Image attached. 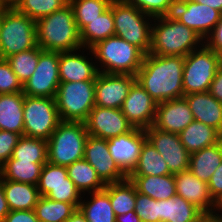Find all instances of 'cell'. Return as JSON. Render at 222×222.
<instances>
[{
  "instance_id": "cb8c5ba5",
  "label": "cell",
  "mask_w": 222,
  "mask_h": 222,
  "mask_svg": "<svg viewBox=\"0 0 222 222\" xmlns=\"http://www.w3.org/2000/svg\"><path fill=\"white\" fill-rule=\"evenodd\" d=\"M23 92L0 94V130L24 135Z\"/></svg>"
},
{
  "instance_id": "d6986e66",
  "label": "cell",
  "mask_w": 222,
  "mask_h": 222,
  "mask_svg": "<svg viewBox=\"0 0 222 222\" xmlns=\"http://www.w3.org/2000/svg\"><path fill=\"white\" fill-rule=\"evenodd\" d=\"M157 103L136 80L121 107L128 122L139 129L151 127L155 121Z\"/></svg>"
},
{
  "instance_id": "6da1fadb",
  "label": "cell",
  "mask_w": 222,
  "mask_h": 222,
  "mask_svg": "<svg viewBox=\"0 0 222 222\" xmlns=\"http://www.w3.org/2000/svg\"><path fill=\"white\" fill-rule=\"evenodd\" d=\"M184 57L145 54L136 80L158 104L184 97Z\"/></svg>"
},
{
  "instance_id": "4316f807",
  "label": "cell",
  "mask_w": 222,
  "mask_h": 222,
  "mask_svg": "<svg viewBox=\"0 0 222 222\" xmlns=\"http://www.w3.org/2000/svg\"><path fill=\"white\" fill-rule=\"evenodd\" d=\"M2 185L10 211L34 210L41 197L33 184L2 180Z\"/></svg>"
},
{
  "instance_id": "7dc6e473",
  "label": "cell",
  "mask_w": 222,
  "mask_h": 222,
  "mask_svg": "<svg viewBox=\"0 0 222 222\" xmlns=\"http://www.w3.org/2000/svg\"><path fill=\"white\" fill-rule=\"evenodd\" d=\"M3 222H39L34 210L10 211Z\"/></svg>"
},
{
  "instance_id": "7a4b0ae2",
  "label": "cell",
  "mask_w": 222,
  "mask_h": 222,
  "mask_svg": "<svg viewBox=\"0 0 222 222\" xmlns=\"http://www.w3.org/2000/svg\"><path fill=\"white\" fill-rule=\"evenodd\" d=\"M37 45L45 51L68 52L82 48L80 31L68 3L36 21Z\"/></svg>"
},
{
  "instance_id": "816d5d0a",
  "label": "cell",
  "mask_w": 222,
  "mask_h": 222,
  "mask_svg": "<svg viewBox=\"0 0 222 222\" xmlns=\"http://www.w3.org/2000/svg\"><path fill=\"white\" fill-rule=\"evenodd\" d=\"M200 4H205L222 13V0H191Z\"/></svg>"
},
{
  "instance_id": "f907efd6",
  "label": "cell",
  "mask_w": 222,
  "mask_h": 222,
  "mask_svg": "<svg viewBox=\"0 0 222 222\" xmlns=\"http://www.w3.org/2000/svg\"><path fill=\"white\" fill-rule=\"evenodd\" d=\"M116 222H141V220L133 210L126 214L116 216Z\"/></svg>"
},
{
  "instance_id": "30bf717a",
  "label": "cell",
  "mask_w": 222,
  "mask_h": 222,
  "mask_svg": "<svg viewBox=\"0 0 222 222\" xmlns=\"http://www.w3.org/2000/svg\"><path fill=\"white\" fill-rule=\"evenodd\" d=\"M23 120L24 136L47 141L61 122L55 98L25 95Z\"/></svg>"
},
{
  "instance_id": "1f68e13d",
  "label": "cell",
  "mask_w": 222,
  "mask_h": 222,
  "mask_svg": "<svg viewBox=\"0 0 222 222\" xmlns=\"http://www.w3.org/2000/svg\"><path fill=\"white\" fill-rule=\"evenodd\" d=\"M171 174L162 155L146 139L142 145L138 163L129 175L161 176Z\"/></svg>"
},
{
  "instance_id": "7c38bea8",
  "label": "cell",
  "mask_w": 222,
  "mask_h": 222,
  "mask_svg": "<svg viewBox=\"0 0 222 222\" xmlns=\"http://www.w3.org/2000/svg\"><path fill=\"white\" fill-rule=\"evenodd\" d=\"M59 84V52L40 48L39 62L33 75L23 84V93L55 98Z\"/></svg>"
},
{
  "instance_id": "7bdbcfd3",
  "label": "cell",
  "mask_w": 222,
  "mask_h": 222,
  "mask_svg": "<svg viewBox=\"0 0 222 222\" xmlns=\"http://www.w3.org/2000/svg\"><path fill=\"white\" fill-rule=\"evenodd\" d=\"M23 92V85L6 59L0 58V94Z\"/></svg>"
},
{
  "instance_id": "5bb4252c",
  "label": "cell",
  "mask_w": 222,
  "mask_h": 222,
  "mask_svg": "<svg viewBox=\"0 0 222 222\" xmlns=\"http://www.w3.org/2000/svg\"><path fill=\"white\" fill-rule=\"evenodd\" d=\"M145 133L147 139L162 155L171 174L189 169L190 153L181 143L179 134L159 130L153 125L145 129Z\"/></svg>"
},
{
  "instance_id": "ba28073f",
  "label": "cell",
  "mask_w": 222,
  "mask_h": 222,
  "mask_svg": "<svg viewBox=\"0 0 222 222\" xmlns=\"http://www.w3.org/2000/svg\"><path fill=\"white\" fill-rule=\"evenodd\" d=\"M55 100L61 121L85 122L95 106V80L60 82Z\"/></svg>"
},
{
  "instance_id": "ac0fdd59",
  "label": "cell",
  "mask_w": 222,
  "mask_h": 222,
  "mask_svg": "<svg viewBox=\"0 0 222 222\" xmlns=\"http://www.w3.org/2000/svg\"><path fill=\"white\" fill-rule=\"evenodd\" d=\"M146 139L145 130L139 128H133L126 134L107 139L110 155L127 176L136 167Z\"/></svg>"
},
{
  "instance_id": "ee69618b",
  "label": "cell",
  "mask_w": 222,
  "mask_h": 222,
  "mask_svg": "<svg viewBox=\"0 0 222 222\" xmlns=\"http://www.w3.org/2000/svg\"><path fill=\"white\" fill-rule=\"evenodd\" d=\"M21 137L18 133L0 130V164L3 165L12 157L13 149Z\"/></svg>"
},
{
  "instance_id": "3957f363",
  "label": "cell",
  "mask_w": 222,
  "mask_h": 222,
  "mask_svg": "<svg viewBox=\"0 0 222 222\" xmlns=\"http://www.w3.org/2000/svg\"><path fill=\"white\" fill-rule=\"evenodd\" d=\"M159 23L152 27L149 53L159 56H187L197 49L203 38L193 29L175 19L171 14L154 17ZM202 40V41H201Z\"/></svg>"
},
{
  "instance_id": "5b68a950",
  "label": "cell",
  "mask_w": 222,
  "mask_h": 222,
  "mask_svg": "<svg viewBox=\"0 0 222 222\" xmlns=\"http://www.w3.org/2000/svg\"><path fill=\"white\" fill-rule=\"evenodd\" d=\"M88 135L84 122L61 121L47 140L48 162L67 167L82 160Z\"/></svg>"
},
{
  "instance_id": "e575fe53",
  "label": "cell",
  "mask_w": 222,
  "mask_h": 222,
  "mask_svg": "<svg viewBox=\"0 0 222 222\" xmlns=\"http://www.w3.org/2000/svg\"><path fill=\"white\" fill-rule=\"evenodd\" d=\"M93 198L87 202H80L79 209L88 222H116L110 196L104 191L90 193Z\"/></svg>"
},
{
  "instance_id": "9a60e30c",
  "label": "cell",
  "mask_w": 222,
  "mask_h": 222,
  "mask_svg": "<svg viewBox=\"0 0 222 222\" xmlns=\"http://www.w3.org/2000/svg\"><path fill=\"white\" fill-rule=\"evenodd\" d=\"M89 136L109 139L130 132L134 127L121 109L94 106L84 122Z\"/></svg>"
},
{
  "instance_id": "e0dca14e",
  "label": "cell",
  "mask_w": 222,
  "mask_h": 222,
  "mask_svg": "<svg viewBox=\"0 0 222 222\" xmlns=\"http://www.w3.org/2000/svg\"><path fill=\"white\" fill-rule=\"evenodd\" d=\"M136 76L99 72L95 80V105L121 109Z\"/></svg>"
},
{
  "instance_id": "bcb514c9",
  "label": "cell",
  "mask_w": 222,
  "mask_h": 222,
  "mask_svg": "<svg viewBox=\"0 0 222 222\" xmlns=\"http://www.w3.org/2000/svg\"><path fill=\"white\" fill-rule=\"evenodd\" d=\"M209 192L214 201L222 196V162L214 171L209 182L207 183Z\"/></svg>"
},
{
  "instance_id": "c3c4849f",
  "label": "cell",
  "mask_w": 222,
  "mask_h": 222,
  "mask_svg": "<svg viewBox=\"0 0 222 222\" xmlns=\"http://www.w3.org/2000/svg\"><path fill=\"white\" fill-rule=\"evenodd\" d=\"M208 92L222 103V66L216 72Z\"/></svg>"
},
{
  "instance_id": "db71d44e",
  "label": "cell",
  "mask_w": 222,
  "mask_h": 222,
  "mask_svg": "<svg viewBox=\"0 0 222 222\" xmlns=\"http://www.w3.org/2000/svg\"><path fill=\"white\" fill-rule=\"evenodd\" d=\"M65 222H88V221L86 220L85 215L78 208Z\"/></svg>"
},
{
  "instance_id": "836d02e7",
  "label": "cell",
  "mask_w": 222,
  "mask_h": 222,
  "mask_svg": "<svg viewBox=\"0 0 222 222\" xmlns=\"http://www.w3.org/2000/svg\"><path fill=\"white\" fill-rule=\"evenodd\" d=\"M44 164L10 158L2 165V180L29 183L37 186Z\"/></svg>"
},
{
  "instance_id": "f546056e",
  "label": "cell",
  "mask_w": 222,
  "mask_h": 222,
  "mask_svg": "<svg viewBox=\"0 0 222 222\" xmlns=\"http://www.w3.org/2000/svg\"><path fill=\"white\" fill-rule=\"evenodd\" d=\"M115 34L112 9L109 7L98 18L90 21L81 31L82 47L90 49L96 43ZM88 45V46H87Z\"/></svg>"
},
{
  "instance_id": "6f0895ef",
  "label": "cell",
  "mask_w": 222,
  "mask_h": 222,
  "mask_svg": "<svg viewBox=\"0 0 222 222\" xmlns=\"http://www.w3.org/2000/svg\"><path fill=\"white\" fill-rule=\"evenodd\" d=\"M7 7H8V6H5V5L0 4V26H1V23H2V18H3V16H4L5 9H6Z\"/></svg>"
},
{
  "instance_id": "f6af8a7d",
  "label": "cell",
  "mask_w": 222,
  "mask_h": 222,
  "mask_svg": "<svg viewBox=\"0 0 222 222\" xmlns=\"http://www.w3.org/2000/svg\"><path fill=\"white\" fill-rule=\"evenodd\" d=\"M205 39H207V42H204L205 45L216 51L222 57V16L215 28Z\"/></svg>"
},
{
  "instance_id": "74e56055",
  "label": "cell",
  "mask_w": 222,
  "mask_h": 222,
  "mask_svg": "<svg viewBox=\"0 0 222 222\" xmlns=\"http://www.w3.org/2000/svg\"><path fill=\"white\" fill-rule=\"evenodd\" d=\"M112 0H69L74 11L78 30L81 31L90 21L107 10Z\"/></svg>"
},
{
  "instance_id": "680465c9",
  "label": "cell",
  "mask_w": 222,
  "mask_h": 222,
  "mask_svg": "<svg viewBox=\"0 0 222 222\" xmlns=\"http://www.w3.org/2000/svg\"><path fill=\"white\" fill-rule=\"evenodd\" d=\"M2 178H3L2 165L0 164V182L2 181Z\"/></svg>"
},
{
  "instance_id": "7402d4cb",
  "label": "cell",
  "mask_w": 222,
  "mask_h": 222,
  "mask_svg": "<svg viewBox=\"0 0 222 222\" xmlns=\"http://www.w3.org/2000/svg\"><path fill=\"white\" fill-rule=\"evenodd\" d=\"M194 120L200 121L222 135V103L208 91L184 95Z\"/></svg>"
},
{
  "instance_id": "f35d334b",
  "label": "cell",
  "mask_w": 222,
  "mask_h": 222,
  "mask_svg": "<svg viewBox=\"0 0 222 222\" xmlns=\"http://www.w3.org/2000/svg\"><path fill=\"white\" fill-rule=\"evenodd\" d=\"M40 47L37 45L20 53L6 58L13 72L17 75L22 85L33 75L39 62Z\"/></svg>"
},
{
  "instance_id": "4fadbf2b",
  "label": "cell",
  "mask_w": 222,
  "mask_h": 222,
  "mask_svg": "<svg viewBox=\"0 0 222 222\" xmlns=\"http://www.w3.org/2000/svg\"><path fill=\"white\" fill-rule=\"evenodd\" d=\"M171 15L205 40L220 21L222 13L191 0H176Z\"/></svg>"
},
{
  "instance_id": "277c9868",
  "label": "cell",
  "mask_w": 222,
  "mask_h": 222,
  "mask_svg": "<svg viewBox=\"0 0 222 222\" xmlns=\"http://www.w3.org/2000/svg\"><path fill=\"white\" fill-rule=\"evenodd\" d=\"M90 52L103 63L100 72L107 74H130L136 76L142 66L145 53L137 46L113 35L92 46Z\"/></svg>"
},
{
  "instance_id": "2e32d148",
  "label": "cell",
  "mask_w": 222,
  "mask_h": 222,
  "mask_svg": "<svg viewBox=\"0 0 222 222\" xmlns=\"http://www.w3.org/2000/svg\"><path fill=\"white\" fill-rule=\"evenodd\" d=\"M83 159L96 170L106 185L126 180L128 176L119 168L109 153L107 139L89 136L86 139Z\"/></svg>"
},
{
  "instance_id": "4dcf8cb0",
  "label": "cell",
  "mask_w": 222,
  "mask_h": 222,
  "mask_svg": "<svg viewBox=\"0 0 222 222\" xmlns=\"http://www.w3.org/2000/svg\"><path fill=\"white\" fill-rule=\"evenodd\" d=\"M103 190L110 196L111 206L116 216L134 210L137 190L130 179L106 184Z\"/></svg>"
},
{
  "instance_id": "681fc988",
  "label": "cell",
  "mask_w": 222,
  "mask_h": 222,
  "mask_svg": "<svg viewBox=\"0 0 222 222\" xmlns=\"http://www.w3.org/2000/svg\"><path fill=\"white\" fill-rule=\"evenodd\" d=\"M10 212L8 203L5 197L2 181L0 182V222H3L6 215Z\"/></svg>"
},
{
  "instance_id": "f5cc1de1",
  "label": "cell",
  "mask_w": 222,
  "mask_h": 222,
  "mask_svg": "<svg viewBox=\"0 0 222 222\" xmlns=\"http://www.w3.org/2000/svg\"><path fill=\"white\" fill-rule=\"evenodd\" d=\"M213 213H204L197 222H222V218Z\"/></svg>"
},
{
  "instance_id": "83f0119b",
  "label": "cell",
  "mask_w": 222,
  "mask_h": 222,
  "mask_svg": "<svg viewBox=\"0 0 222 222\" xmlns=\"http://www.w3.org/2000/svg\"><path fill=\"white\" fill-rule=\"evenodd\" d=\"M179 136L190 154L216 144L222 139V135L216 129L197 120L191 122L179 133Z\"/></svg>"
},
{
  "instance_id": "d6a6232c",
  "label": "cell",
  "mask_w": 222,
  "mask_h": 222,
  "mask_svg": "<svg viewBox=\"0 0 222 222\" xmlns=\"http://www.w3.org/2000/svg\"><path fill=\"white\" fill-rule=\"evenodd\" d=\"M68 177L73 181L77 190L97 192L105 188V184L98 177L96 170L85 159L67 166Z\"/></svg>"
},
{
  "instance_id": "8992f818",
  "label": "cell",
  "mask_w": 222,
  "mask_h": 222,
  "mask_svg": "<svg viewBox=\"0 0 222 222\" xmlns=\"http://www.w3.org/2000/svg\"><path fill=\"white\" fill-rule=\"evenodd\" d=\"M109 7L113 12L114 35L137 46L145 54H148L152 36V24L148 20L154 17L143 13L140 9L126 3L124 0H112Z\"/></svg>"
},
{
  "instance_id": "9f6ffc18",
  "label": "cell",
  "mask_w": 222,
  "mask_h": 222,
  "mask_svg": "<svg viewBox=\"0 0 222 222\" xmlns=\"http://www.w3.org/2000/svg\"><path fill=\"white\" fill-rule=\"evenodd\" d=\"M215 207H216L217 210H221V211H222V196L219 197V198L215 201ZM215 214H216L217 216H219V217L222 218L221 215H219V214H217V213H215Z\"/></svg>"
},
{
  "instance_id": "52a82bcc",
  "label": "cell",
  "mask_w": 222,
  "mask_h": 222,
  "mask_svg": "<svg viewBox=\"0 0 222 222\" xmlns=\"http://www.w3.org/2000/svg\"><path fill=\"white\" fill-rule=\"evenodd\" d=\"M36 46V21L15 7H7L0 26V58L6 59Z\"/></svg>"
},
{
  "instance_id": "8d00e7d4",
  "label": "cell",
  "mask_w": 222,
  "mask_h": 222,
  "mask_svg": "<svg viewBox=\"0 0 222 222\" xmlns=\"http://www.w3.org/2000/svg\"><path fill=\"white\" fill-rule=\"evenodd\" d=\"M11 158L20 161H32L33 163H46L48 161L47 141L23 135L13 149Z\"/></svg>"
},
{
  "instance_id": "b9f144b4",
  "label": "cell",
  "mask_w": 222,
  "mask_h": 222,
  "mask_svg": "<svg viewBox=\"0 0 222 222\" xmlns=\"http://www.w3.org/2000/svg\"><path fill=\"white\" fill-rule=\"evenodd\" d=\"M152 17L172 14L176 0H124Z\"/></svg>"
},
{
  "instance_id": "11a10c76",
  "label": "cell",
  "mask_w": 222,
  "mask_h": 222,
  "mask_svg": "<svg viewBox=\"0 0 222 222\" xmlns=\"http://www.w3.org/2000/svg\"><path fill=\"white\" fill-rule=\"evenodd\" d=\"M18 1L19 0H0V4L8 7H14Z\"/></svg>"
},
{
  "instance_id": "f1b7e54d",
  "label": "cell",
  "mask_w": 222,
  "mask_h": 222,
  "mask_svg": "<svg viewBox=\"0 0 222 222\" xmlns=\"http://www.w3.org/2000/svg\"><path fill=\"white\" fill-rule=\"evenodd\" d=\"M160 221L197 222L204 214L199 208L183 197L174 196L159 200Z\"/></svg>"
},
{
  "instance_id": "ab89813d",
  "label": "cell",
  "mask_w": 222,
  "mask_h": 222,
  "mask_svg": "<svg viewBox=\"0 0 222 222\" xmlns=\"http://www.w3.org/2000/svg\"><path fill=\"white\" fill-rule=\"evenodd\" d=\"M69 0H19L14 6L30 19H38L62 9Z\"/></svg>"
},
{
  "instance_id": "9c48e42d",
  "label": "cell",
  "mask_w": 222,
  "mask_h": 222,
  "mask_svg": "<svg viewBox=\"0 0 222 222\" xmlns=\"http://www.w3.org/2000/svg\"><path fill=\"white\" fill-rule=\"evenodd\" d=\"M201 47L184 57V95L209 91L216 72L222 66V57L216 51L204 44Z\"/></svg>"
},
{
  "instance_id": "44dd1931",
  "label": "cell",
  "mask_w": 222,
  "mask_h": 222,
  "mask_svg": "<svg viewBox=\"0 0 222 222\" xmlns=\"http://www.w3.org/2000/svg\"><path fill=\"white\" fill-rule=\"evenodd\" d=\"M174 179L177 196L183 197L203 213L216 211L215 201L210 195L208 184L198 179L189 169L174 174Z\"/></svg>"
},
{
  "instance_id": "484cf974",
  "label": "cell",
  "mask_w": 222,
  "mask_h": 222,
  "mask_svg": "<svg viewBox=\"0 0 222 222\" xmlns=\"http://www.w3.org/2000/svg\"><path fill=\"white\" fill-rule=\"evenodd\" d=\"M222 162V139L211 146L190 154L189 170L201 181L208 183Z\"/></svg>"
},
{
  "instance_id": "d590c367",
  "label": "cell",
  "mask_w": 222,
  "mask_h": 222,
  "mask_svg": "<svg viewBox=\"0 0 222 222\" xmlns=\"http://www.w3.org/2000/svg\"><path fill=\"white\" fill-rule=\"evenodd\" d=\"M76 209L72 203L54 201L41 196L34 207V212L39 222H65Z\"/></svg>"
},
{
  "instance_id": "8fae6325",
  "label": "cell",
  "mask_w": 222,
  "mask_h": 222,
  "mask_svg": "<svg viewBox=\"0 0 222 222\" xmlns=\"http://www.w3.org/2000/svg\"><path fill=\"white\" fill-rule=\"evenodd\" d=\"M37 188L40 196H46L54 201L72 203L77 209L79 208L81 193L68 177L65 166L55 165L47 161L42 167Z\"/></svg>"
},
{
  "instance_id": "60d3db41",
  "label": "cell",
  "mask_w": 222,
  "mask_h": 222,
  "mask_svg": "<svg viewBox=\"0 0 222 222\" xmlns=\"http://www.w3.org/2000/svg\"><path fill=\"white\" fill-rule=\"evenodd\" d=\"M135 213L141 222H160L159 200L136 192Z\"/></svg>"
},
{
  "instance_id": "ffe728a7",
  "label": "cell",
  "mask_w": 222,
  "mask_h": 222,
  "mask_svg": "<svg viewBox=\"0 0 222 222\" xmlns=\"http://www.w3.org/2000/svg\"><path fill=\"white\" fill-rule=\"evenodd\" d=\"M194 121L187 100L172 99L157 104L153 126L159 130L179 134Z\"/></svg>"
},
{
  "instance_id": "603a6c76",
  "label": "cell",
  "mask_w": 222,
  "mask_h": 222,
  "mask_svg": "<svg viewBox=\"0 0 222 222\" xmlns=\"http://www.w3.org/2000/svg\"><path fill=\"white\" fill-rule=\"evenodd\" d=\"M74 52L76 53V51L59 53L60 82L96 80L100 68L88 61L89 59L85 56L75 54Z\"/></svg>"
},
{
  "instance_id": "d4e9b609",
  "label": "cell",
  "mask_w": 222,
  "mask_h": 222,
  "mask_svg": "<svg viewBox=\"0 0 222 222\" xmlns=\"http://www.w3.org/2000/svg\"><path fill=\"white\" fill-rule=\"evenodd\" d=\"M137 192L155 200H165L177 195L174 174L161 176L128 175Z\"/></svg>"
}]
</instances>
